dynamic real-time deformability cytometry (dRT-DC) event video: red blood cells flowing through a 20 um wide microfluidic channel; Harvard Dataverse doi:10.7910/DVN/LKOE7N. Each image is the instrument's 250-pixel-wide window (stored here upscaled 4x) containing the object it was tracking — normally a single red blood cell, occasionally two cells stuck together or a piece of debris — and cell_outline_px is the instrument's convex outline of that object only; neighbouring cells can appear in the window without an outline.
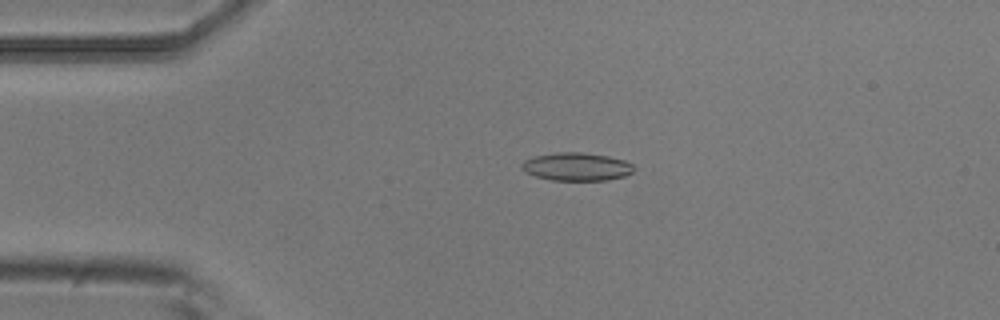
{"species": "common noctule bat (a hibernating species)", "species_latin": "Nyctalus noctula", "temperature_condition": "room temperature", "stored_images_in_passage": 5, "camera_frame_rate_fps": 3000, "um_per_image_px": 0.085, "animal": {"sex": "male", "body_mass_g": 20.5, "forearm_length_mm": 52.5}, "frame": {"image": 1, "passage_image": 4, "time_ms": 1.0, "image_size_px": [1000, 320], "cell_outline_px": [[636, 168], [632, 172], [624, 176], [608, 180], [552, 180], [536, 176], [524, 172], [520, 168], [520, 164], [524, 160], [536, 156], [560, 152], [580, 152], [608, 156], [624, 160], [632, 164]], "centroid_in_image_um": [49.01, 14.17], "position_along_channel_um": 36.0, "area_um2": 18.32}}